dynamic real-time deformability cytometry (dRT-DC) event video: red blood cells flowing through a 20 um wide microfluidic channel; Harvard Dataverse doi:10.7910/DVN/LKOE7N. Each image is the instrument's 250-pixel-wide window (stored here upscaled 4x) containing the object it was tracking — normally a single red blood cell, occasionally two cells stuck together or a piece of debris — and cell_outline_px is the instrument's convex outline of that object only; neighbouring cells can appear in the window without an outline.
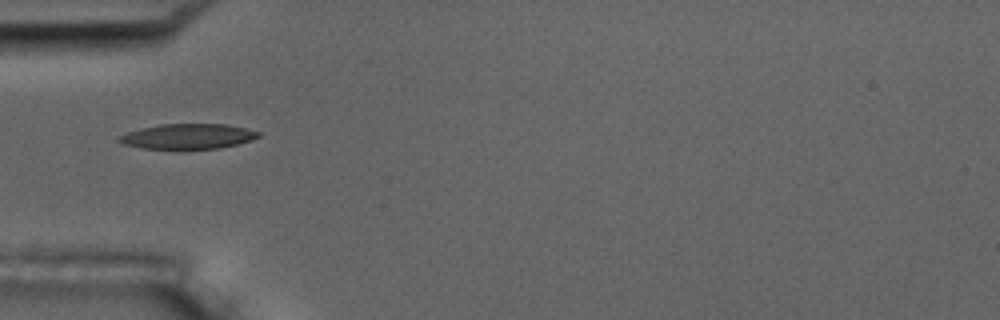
{"species": "common noctule bat (a hibernating species)", "species_latin": "Nyctalus noctula", "temperature_condition": "room temperature", "stored_images_in_passage": 3, "camera_frame_rate_fps": 3000, "um_per_image_px": 0.085, "animal": {"sex": "male", "body_mass_g": 17.5, "forearm_length_mm": 52.3}, "frame": {"image": 1, "passage_image": 1, "time_ms": 0.0, "image_size_px": [1000, 320], "cell_outline_px": [[260, 136], [252, 140], [220, 148], [180, 152], [172, 152], [140, 148], [124, 144], [116, 140], [116, 136], [140, 128], [160, 124], [224, 124], [244, 128], [260, 132]], "centroid_in_image_um": [15.88, 11.65], "position_along_channel_um": 69.1, "area_um2": 21.5}}